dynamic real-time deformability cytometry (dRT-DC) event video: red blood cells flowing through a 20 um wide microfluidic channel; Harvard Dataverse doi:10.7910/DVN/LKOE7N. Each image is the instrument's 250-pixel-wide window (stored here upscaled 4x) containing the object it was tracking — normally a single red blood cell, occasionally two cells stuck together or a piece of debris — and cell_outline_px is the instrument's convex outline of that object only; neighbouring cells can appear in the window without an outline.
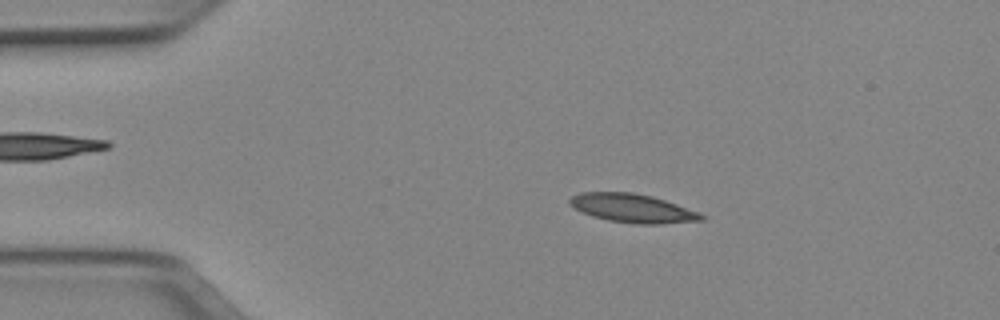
{"species": "Egyptian fruit bat (a non-hibernating species)", "species_latin": "Rousettus aegyptiacus", "temperature_condition": "cold", "stored_images_in_passage": 50, "camera_frame_rate_fps": 3000, "um_per_image_px": 0.085, "animal": {"sex": "female"}, "frame": {"image": 1, "passage_image": 9, "time_ms": 2.667, "image_size_px": [1000, 320], "cell_outline_px": [[704, 220], [660, 224], [636, 224], [608, 220], [592, 216], [568, 204], [568, 200], [572, 196], [580, 192], [632, 192], [652, 196], [700, 212], [704, 216]], "centroid_in_image_um": [53.77, 17.7], "position_along_channel_um": 31.2, "area_um2": 21.91}}
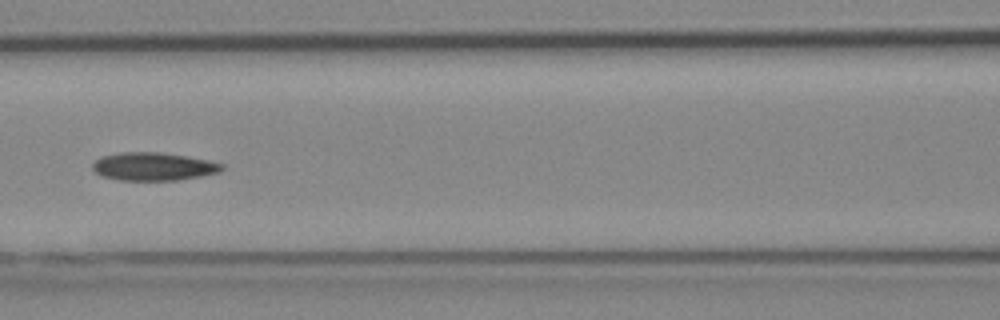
{"frame": {"image": 2, "passage_image": 22, "time_ms": 7.0, "image_size_px": [1000, 320], "cell_outline_px": [[224, 168], [220, 172], [180, 180], [120, 180], [100, 176], [92, 168], [92, 164], [100, 156], [120, 152], [160, 152], [208, 160], [224, 164]], "centroid_in_image_um": [13.02, 14.15], "position_along_channel_um": 153.6, "area_um2": 21.21}}
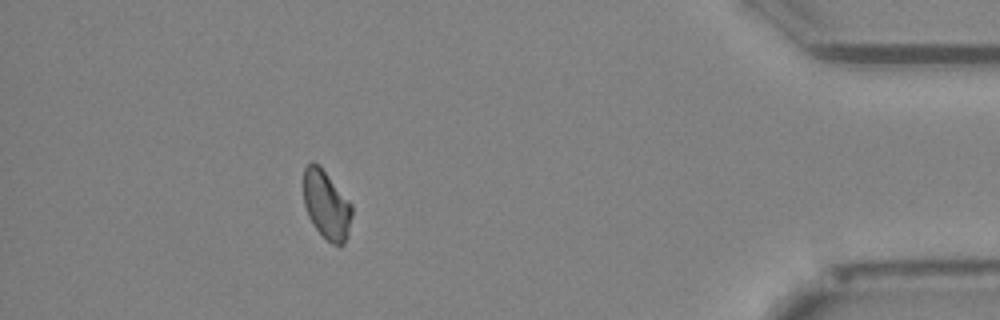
{"frame": {"image": 3, "passage_image": 45, "time_ms": 14.667, "image_size_px": [1000, 320], "cell_outline_px": [[352, 216], [348, 236], [344, 244], [340, 248], [332, 244], [312, 224], [308, 216], [304, 204], [304, 168], [312, 160], [320, 164], [352, 204]], "centroid_in_image_um": [27.76, 17.41], "position_along_channel_um": 407.4, "area_um2": 19.65}, "authors_computed_cell_mechanics": {"area_um2": 20.7791, "velocity_mm_per_s": 3.967, "shape_relaxation_time_tau1_ms": null, "shape_relaxation_time_tau2_ms": 6.3795, "deformation_change_tau1": null, "deformation_change_tau2": 0.1139}}